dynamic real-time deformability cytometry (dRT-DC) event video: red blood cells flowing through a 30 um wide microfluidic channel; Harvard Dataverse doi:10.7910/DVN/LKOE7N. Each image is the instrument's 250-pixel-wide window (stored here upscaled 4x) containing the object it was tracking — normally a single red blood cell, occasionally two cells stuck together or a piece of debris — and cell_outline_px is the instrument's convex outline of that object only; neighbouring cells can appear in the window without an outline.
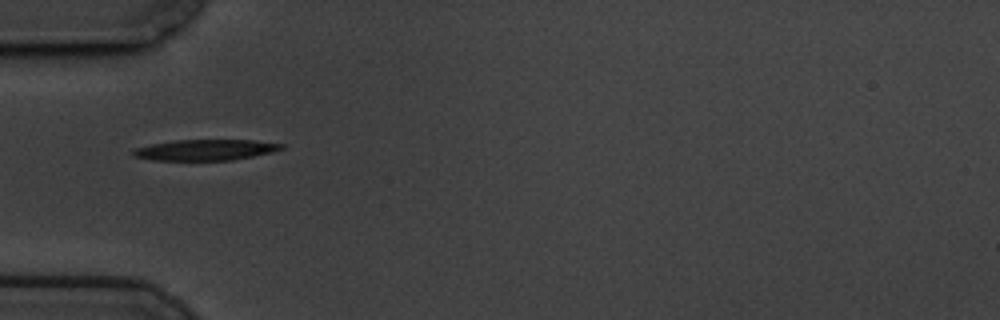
{"species": "common noctule bat (a hibernating species)", "species_latin": "Nyctalus noctula", "temperature_condition": "cold", "stored_images_in_passage": 35, "camera_frame_rate_fps": 3000, "um_per_image_px": 0.085, "animal": {"sex": "male", "body_mass_g": 19.5, "forearm_length_mm": 54.6}, "frame": {"image": 1, "passage_image": 1, "time_ms": 0.0, "image_size_px": [1000, 320], "cell_outline_px": [[284, 148], [272, 152], [232, 160], [152, 160], [132, 156], [132, 148], [152, 144], [176, 140], [252, 140], [284, 144]], "centroid_in_image_um": [17.42, 12.74], "position_along_channel_um": 67.6, "area_um2": 17.98}}
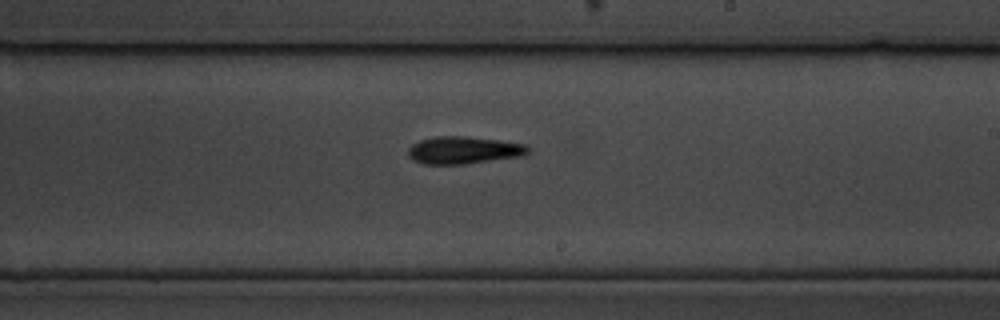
{"frame": {"image": 2, "passage_image": 17, "time_ms": 5.333, "image_size_px": [1000, 320], "cell_outline_px": [[528, 152], [524, 156], [464, 164], [424, 164], [412, 160], [408, 156], [408, 148], [412, 144], [420, 140], [436, 136], [464, 136], [500, 140], [524, 144], [528, 148]], "centroid_in_image_um": [39.38, 12.77], "position_along_channel_um": 249.6, "area_um2": 19.19}}
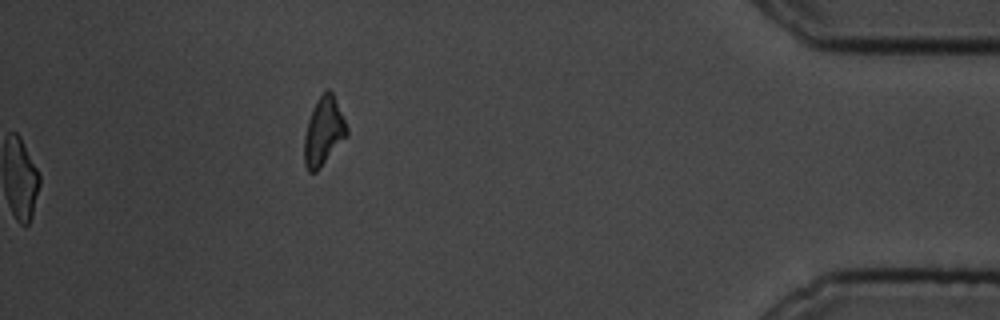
{"frame": {"image": 3, "passage_image": 35, "time_ms": 11.333, "image_size_px": [1000, 320], "cell_outline_px": [[348, 136], [320, 168], [316, 172], [308, 172], [304, 164], [304, 136], [308, 120], [312, 108], [316, 100], [328, 88], [332, 92], [348, 128]], "centroid_in_image_um": [27.5, 11.2], "position_along_channel_um": 407.7, "area_um2": 16.99}, "authors_computed_cell_mechanics": {"area_um2": 18.8428, "velocity_mm_per_s": 3.4264, "shape_relaxation_time_tau1_ms": 4.5516, "shape_relaxation_time_tau2_ms": null, "deformation_change_tau1": 0.1462, "deformation_change_tau2": null}}